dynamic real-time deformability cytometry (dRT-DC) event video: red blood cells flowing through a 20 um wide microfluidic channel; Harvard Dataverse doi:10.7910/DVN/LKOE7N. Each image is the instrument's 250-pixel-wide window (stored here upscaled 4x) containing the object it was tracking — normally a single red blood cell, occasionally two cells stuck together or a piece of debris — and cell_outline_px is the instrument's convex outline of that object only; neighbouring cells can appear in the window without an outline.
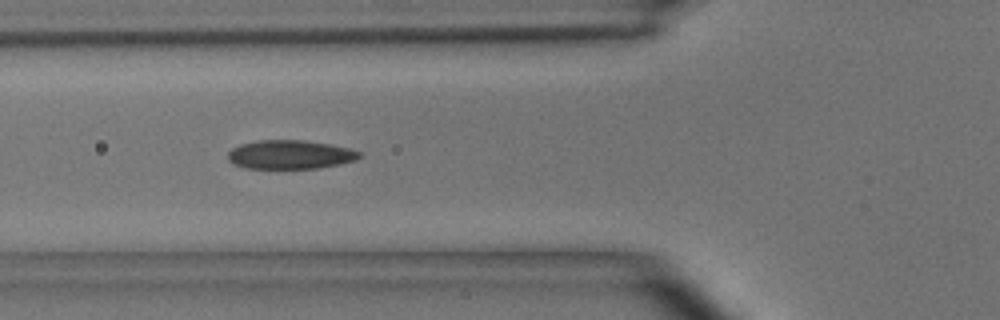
{"species": "common noctule bat (a hibernating species)", "species_latin": "Nyctalus noctula", "temperature_condition": "room temperature", "stored_images_in_passage": 5, "camera_frame_rate_fps": 3000, "um_per_image_px": 0.085, "animal": {"sex": "male", "body_mass_g": 15.6}, "frame": {"image": 1, "passage_image": 5, "time_ms": 4.667, "image_size_px": [1000, 320], "cell_outline_px": [[364, 152], [356, 160], [340, 164], [316, 168], [248, 168], [232, 164], [228, 160], [228, 152], [232, 148], [240, 144], [256, 140], [304, 140], [328, 144], [348, 148]], "centroid_in_image_um": [24.65, 13.13], "position_along_channel_um": 101.1, "area_um2": 22.14}}